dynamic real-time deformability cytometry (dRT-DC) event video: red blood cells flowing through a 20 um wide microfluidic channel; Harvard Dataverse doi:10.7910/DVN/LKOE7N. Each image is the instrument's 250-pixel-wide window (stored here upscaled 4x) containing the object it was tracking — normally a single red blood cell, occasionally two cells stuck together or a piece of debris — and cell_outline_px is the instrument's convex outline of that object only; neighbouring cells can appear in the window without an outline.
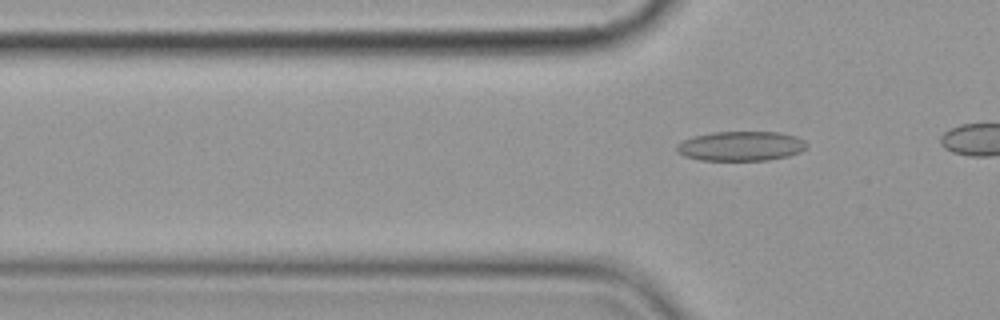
{"species": "common noctule bat (a hibernating species)", "species_latin": "Nyctalus noctula", "temperature_condition": "cold", "stored_images_in_passage": 5, "camera_frame_rate_fps": 3000, "um_per_image_px": 0.085, "animal": {"sex": "female", "body_mass_g": 19.9}, "frame": {"image": 1, "passage_image": 5, "time_ms": 4.667, "image_size_px": [1000, 320], "cell_outline_px": [[808, 144], [800, 152], [788, 156], [768, 160], [700, 160], [684, 156], [676, 148], [676, 144], [684, 140], [696, 136], [712, 132], [780, 132], [796, 136], [804, 140]], "centroid_in_image_um": [63.0, 12.41], "position_along_channel_um": 62.8, "area_um2": 22.31}}